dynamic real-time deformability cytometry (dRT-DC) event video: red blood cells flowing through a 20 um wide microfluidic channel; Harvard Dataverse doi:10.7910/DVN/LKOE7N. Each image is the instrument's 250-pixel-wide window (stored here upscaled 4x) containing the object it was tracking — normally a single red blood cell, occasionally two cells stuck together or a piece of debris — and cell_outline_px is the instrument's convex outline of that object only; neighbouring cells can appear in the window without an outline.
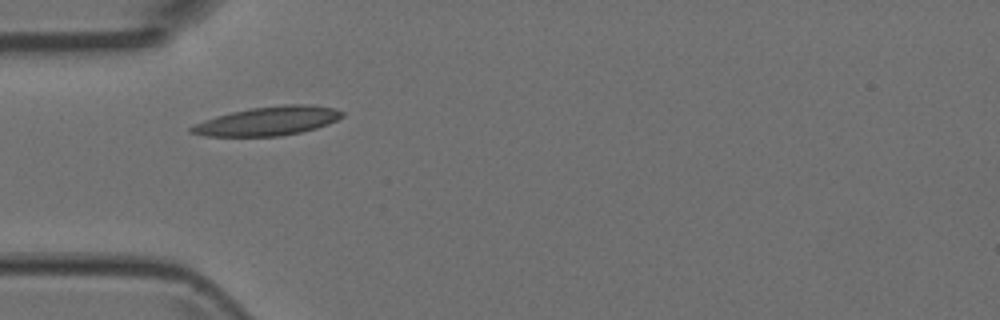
{"species": "Egyptian fruit bat (a non-hibernating species)", "species_latin": "Rousettus aegyptiacus", "temperature_condition": "room temperature", "stored_images_in_passage": 2, "camera_frame_rate_fps": 3000, "um_per_image_px": 0.085, "animal": {"sex": "female"}, "frame": {"image": 1, "passage_image": 1, "time_ms": 0.0, "image_size_px": [1000, 320], "cell_outline_px": [[344, 116], [328, 124], [316, 128], [300, 132], [280, 136], [204, 136], [188, 132], [188, 128], [192, 124], [216, 116], [232, 112], [252, 108], [284, 104], [312, 104], [332, 108], [344, 112]], "centroid_in_image_um": [22.74, 10.29], "position_along_channel_um": 62.3, "area_um2": 25.43}}
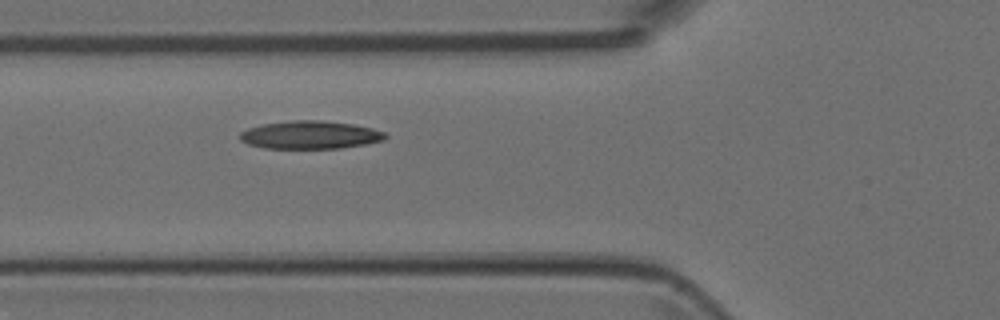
{"frame": {"image": 2, "passage_image": 2, "time_ms": 0.333, "image_size_px": [1000, 320], "cell_outline_px": [[388, 136], [384, 140], [364, 144], [340, 148], [264, 148], [248, 144], [240, 140], [240, 132], [248, 128], [260, 124], [292, 120], [320, 120], [352, 124], [372, 128], [384, 132]], "centroid_in_image_um": [26.34, 11.46], "position_along_channel_um": 99.5, "area_um2": 23.7}}